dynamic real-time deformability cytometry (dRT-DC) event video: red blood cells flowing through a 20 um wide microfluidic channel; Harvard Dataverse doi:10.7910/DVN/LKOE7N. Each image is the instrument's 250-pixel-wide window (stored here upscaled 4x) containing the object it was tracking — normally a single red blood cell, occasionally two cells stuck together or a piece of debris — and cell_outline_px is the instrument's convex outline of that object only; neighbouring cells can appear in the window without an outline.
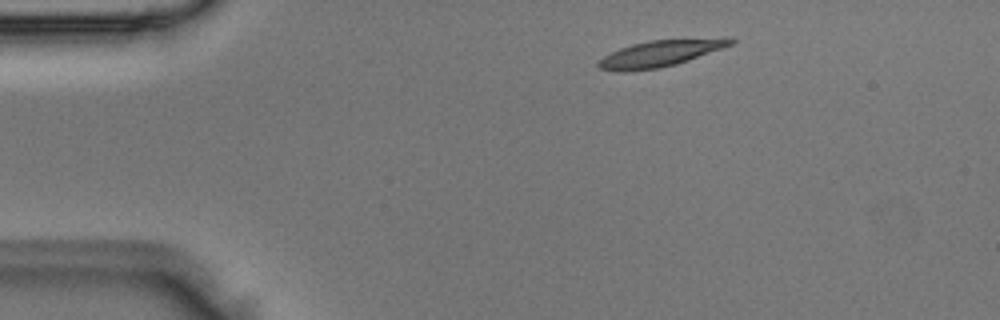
{"species": "Egyptian fruit bat (a non-hibernating species)", "species_latin": "Rousettus aegyptiacus", "temperature_condition": "room temperature", "stored_images_in_passage": 3, "camera_frame_rate_fps": 3000, "um_per_image_px": 0.085, "animal": {"sex": "male"}, "frame": {"image": 1, "passage_image": 1, "time_ms": 0.0, "image_size_px": [1000, 320], "cell_outline_px": [[736, 40], [732, 44], [688, 60], [676, 64], [660, 68], [624, 72], [600, 68], [596, 64], [604, 56], [620, 48], [632, 44], [648, 40], [728, 36], [732, 36]], "centroid_in_image_um": [56.2, 4.51], "position_along_channel_um": 28.8, "area_um2": 20.58}}